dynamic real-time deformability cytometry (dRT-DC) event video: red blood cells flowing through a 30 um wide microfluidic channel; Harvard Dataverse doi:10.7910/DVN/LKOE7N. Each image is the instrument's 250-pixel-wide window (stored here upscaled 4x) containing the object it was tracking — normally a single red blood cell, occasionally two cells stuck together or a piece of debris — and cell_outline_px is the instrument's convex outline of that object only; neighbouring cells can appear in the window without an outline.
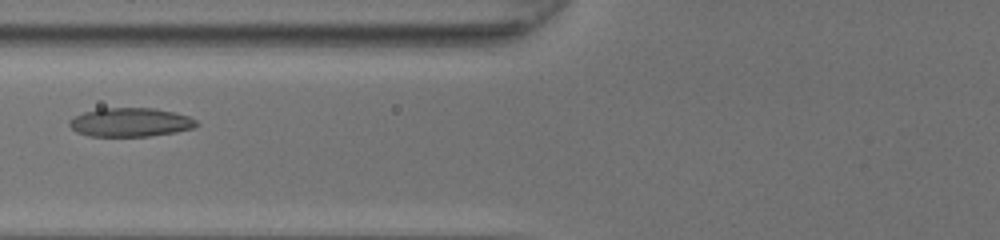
{"species": "common noctule bat (a hibernating species)", "species_latin": "Nyctalus noctula", "temperature_condition": "room temperature", "stored_images_in_passage": 42, "camera_frame_rate_fps": 3000, "um_per_image_px": 0.085, "animal": {"sex": "female", "body_mass_g": 20.0, "forearm_length_mm": 54.0}, "frame": {"image": 1, "passage_image": 15, "time_ms": 4.667, "image_size_px": [1000, 240], "cell_outline_px": [[200, 124], [192, 128], [176, 132], [148, 136], [88, 136], [76, 132], [68, 124], [68, 120], [72, 116], [96, 108], [156, 108], [188, 116], [196, 120]], "centroid_in_image_um": [11.03, 10.39], "position_along_channel_um": 114.8, "area_um2": 21.5}}
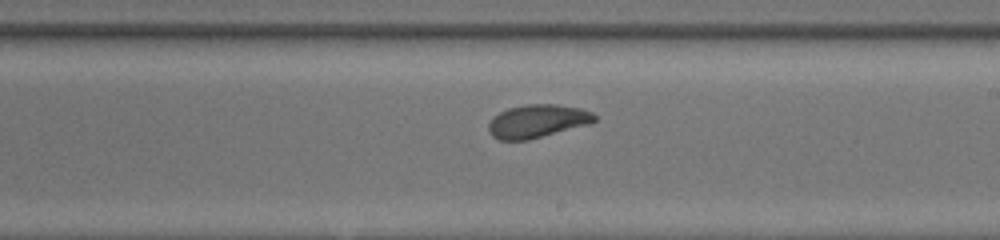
{"frame": {"image": 2, "passage_image": 24, "time_ms": 7.667, "image_size_px": [1000, 240], "cell_outline_px": [[596, 120], [592, 124], [528, 140], [500, 140], [492, 136], [488, 128], [488, 124], [500, 112], [508, 108], [528, 104], [556, 104], [580, 108], [592, 112], [596, 116]], "centroid_in_image_um": [45.72, 10.3], "position_along_channel_um": 243.3, "area_um2": 20.52}}
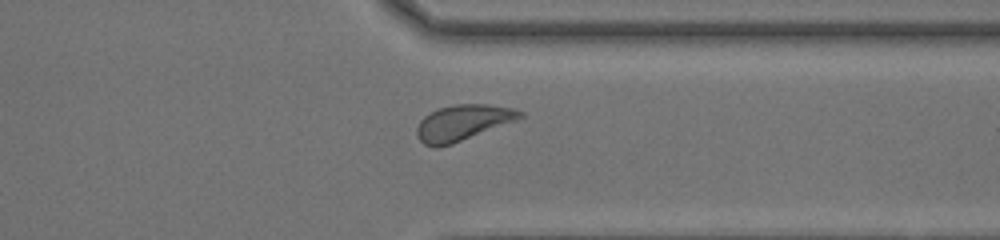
{"frame": {"image": 3, "passage_image": 33, "time_ms": 10.667, "image_size_px": [1000, 240], "cell_outline_px": [[524, 116], [452, 144], [436, 148], [424, 144], [416, 136], [416, 128], [420, 120], [424, 116], [440, 108], [456, 104], [488, 104], [516, 108], [524, 112]], "centroid_in_image_um": [39.31, 10.42], "position_along_channel_um": 372.1, "area_um2": 21.21}, "authors_computed_cell_mechanics": {"area_um2": 21.2415, "velocity_mm_per_s": 4.2917, "shape_relaxation_time_tau1_ms": 2.7016, "shape_relaxation_time_tau2_ms": 1.988, "deformation_change_tau1": 0.122, "deformation_change_tau2": 0.0809}}